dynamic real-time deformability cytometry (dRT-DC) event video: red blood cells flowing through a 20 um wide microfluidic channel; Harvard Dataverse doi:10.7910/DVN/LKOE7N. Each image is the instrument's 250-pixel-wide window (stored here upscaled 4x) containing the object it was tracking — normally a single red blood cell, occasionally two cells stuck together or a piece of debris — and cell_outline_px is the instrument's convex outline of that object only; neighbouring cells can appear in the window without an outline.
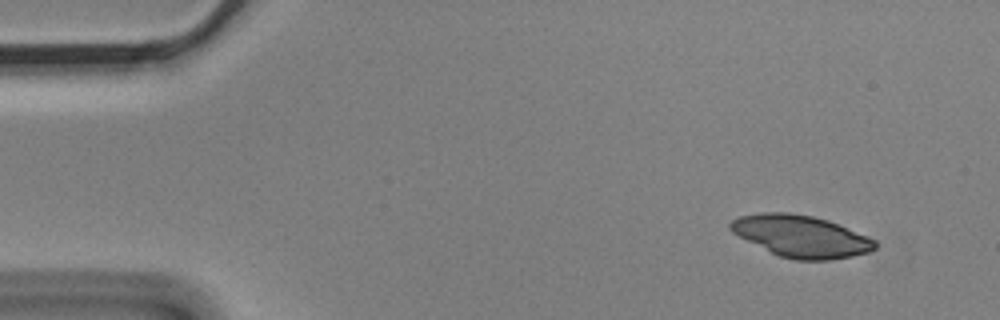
{"species": "Egyptian fruit bat (a non-hibernating species)", "species_latin": "Rousettus aegyptiacus", "temperature_condition": "cold", "stored_images_in_passage": 4, "camera_frame_rate_fps": 3000, "um_per_image_px": 0.085, "animal": {"sex": "male"}, "frame": {"image": 1, "passage_image": 1, "time_ms": 0.0, "image_size_px": [1000, 320], "cell_outline_px": [[876, 248], [868, 252], [852, 256], [828, 260], [796, 260], [780, 256], [732, 232], [728, 228], [728, 224], [732, 220], [740, 216], [764, 212], [788, 212], [812, 216], [828, 220], [876, 240]], "centroid_in_image_um": [68.09, 20.07], "position_along_channel_um": 16.9, "area_um2": 34.8}}